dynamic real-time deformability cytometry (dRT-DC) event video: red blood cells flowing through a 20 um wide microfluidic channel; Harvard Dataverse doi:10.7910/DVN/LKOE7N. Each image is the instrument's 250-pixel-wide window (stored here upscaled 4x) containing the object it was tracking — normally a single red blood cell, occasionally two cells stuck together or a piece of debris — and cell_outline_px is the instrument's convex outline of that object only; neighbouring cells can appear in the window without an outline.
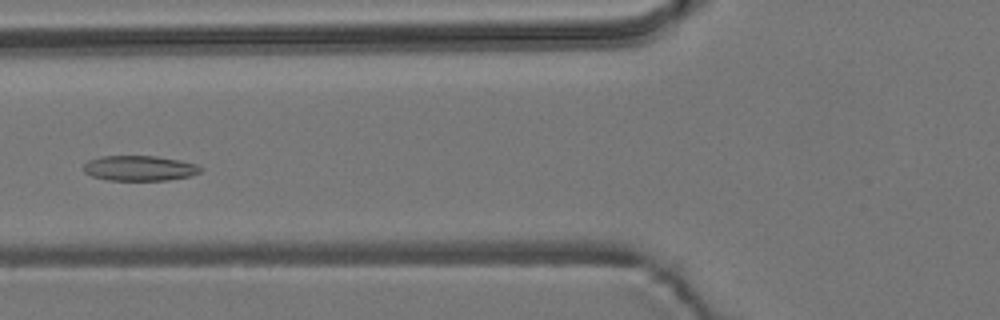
{"species": "common noctule bat (a hibernating species)", "species_latin": "Nyctalus noctula", "temperature_condition": "room temperature", "stored_images_in_passage": 6, "camera_frame_rate_fps": 3000, "um_per_image_px": 0.085, "animal": {"sex": "male", "body_mass_g": 19.2, "forearm_length_mm": 51.8}, "frame": {"image": 1, "passage_image": 6, "time_ms": 5.667, "image_size_px": [1000, 320], "cell_outline_px": [[204, 168], [200, 172], [188, 176], [168, 180], [108, 180], [92, 176], [84, 172], [84, 164], [88, 160], [100, 156], [156, 156], [180, 160], [196, 164]], "centroid_in_image_um": [11.85, 14.29], "position_along_channel_um": 113.9, "area_um2": 17.17}}